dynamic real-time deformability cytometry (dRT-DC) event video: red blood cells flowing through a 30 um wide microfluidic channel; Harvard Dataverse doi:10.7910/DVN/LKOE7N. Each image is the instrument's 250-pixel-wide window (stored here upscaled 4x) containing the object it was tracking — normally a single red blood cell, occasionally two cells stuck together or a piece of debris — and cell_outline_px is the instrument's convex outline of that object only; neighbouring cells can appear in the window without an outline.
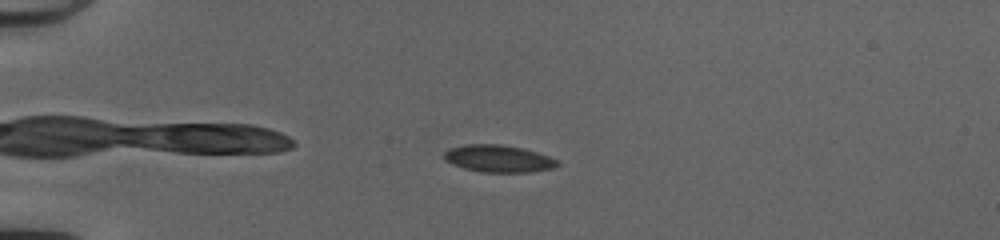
{"species": "common noctule bat (a hibernating species)", "species_latin": "Nyctalus noctula", "temperature_condition": "cold", "stored_images_in_passage": 43, "camera_frame_rate_fps": 3000, "um_per_image_px": 0.085, "animal": {"sex": "female", "body_mass_g": 20.0, "forearm_length_mm": 54.0}, "frame": {"image": 1, "passage_image": 6, "time_ms": 1.667, "image_size_px": [1000, 240], "cell_outline_px": [[560, 164], [552, 168], [528, 172], [480, 172], [464, 168], [452, 164], [444, 160], [440, 156], [448, 148], [464, 144], [500, 144], [524, 148], [560, 160]], "centroid_in_image_um": [42.32, 13.47], "position_along_channel_um": 42.7, "area_um2": 18.21}}
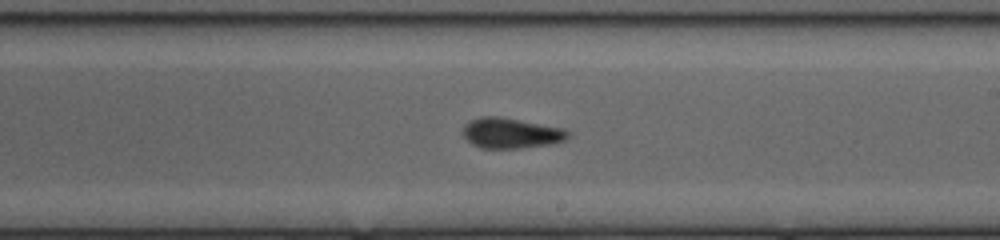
{"frame": {"image": 2, "passage_image": 24, "time_ms": 7.667, "image_size_px": [1000, 240], "cell_outline_px": [[572, 132], [564, 140], [548, 144], [516, 148], [480, 148], [472, 144], [464, 136], [464, 124], [480, 116], [500, 116], [564, 128]], "centroid_in_image_um": [43.44, 11.3], "position_along_channel_um": 245.6, "area_um2": 18.5}}
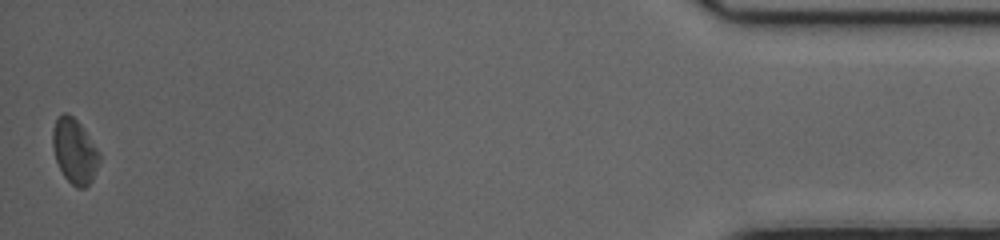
{"frame": {"image": 3, "passage_image": 43, "time_ms": 14.0, "image_size_px": [1000, 240], "cell_outline_px": [[100, 160], [92, 180], [84, 188], [76, 188], [64, 176], [56, 160], [52, 148], [52, 128], [56, 120], [64, 112], [68, 112], [80, 124], [100, 152]], "centroid_in_image_um": [6.33, 12.84], "position_along_channel_um": 428.9, "area_um2": 17.57}, "authors_computed_cell_mechanics": {"area_um2": 18.0336, "velocity_mm_per_s": 4.1258, "shape_relaxation_time_tau1_ms": 3.5568, "shape_relaxation_time_tau2_ms": 3.7894, "deformation_change_tau1": 0.1041, "deformation_change_tau2": 0.0807}}